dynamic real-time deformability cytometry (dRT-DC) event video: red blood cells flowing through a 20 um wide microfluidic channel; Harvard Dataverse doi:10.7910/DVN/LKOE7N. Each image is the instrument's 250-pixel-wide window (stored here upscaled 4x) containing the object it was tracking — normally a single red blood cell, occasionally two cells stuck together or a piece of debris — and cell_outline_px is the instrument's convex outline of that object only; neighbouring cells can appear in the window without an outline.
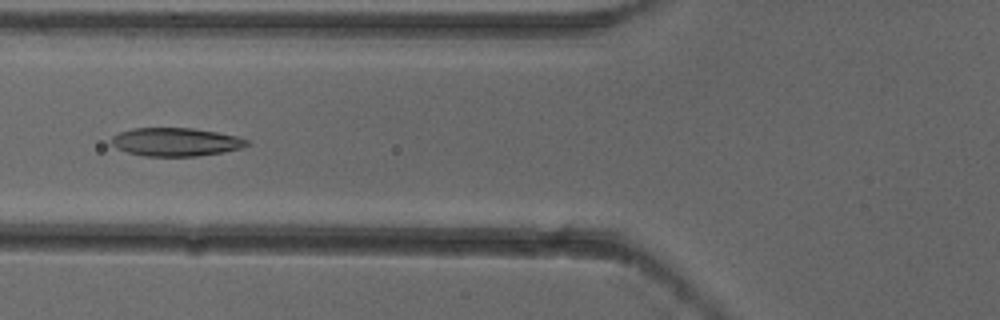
{"species": "common noctule bat (a hibernating species)", "species_latin": "Nyctalus noctula", "temperature_condition": "cold", "stored_images_in_passage": 7, "camera_frame_rate_fps": 3000, "um_per_image_px": 0.085, "animal": {"sex": "female"}, "frame": {"image": 1, "passage_image": 6, "time_ms": 1.667, "image_size_px": [1000, 320], "cell_outline_px": [[252, 144], [240, 148], [224, 152], [196, 156], [144, 156], [128, 152], [116, 148], [112, 144], [112, 136], [120, 132], [132, 128], [192, 128], [216, 132], [236, 136], [248, 140]], "centroid_in_image_um": [14.95, 12.07], "position_along_channel_um": 110.9, "area_um2": 22.31}}
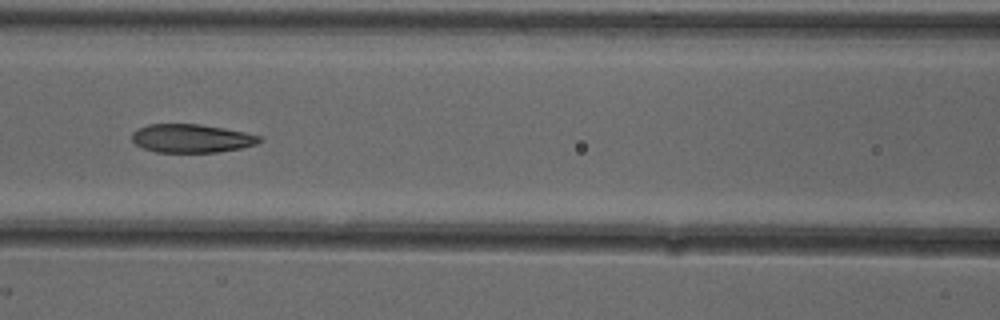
{"frame": {"image": 2, "passage_image": 7, "time_ms": 2.0, "image_size_px": [1000, 320], "cell_outline_px": [[264, 140], [256, 144], [240, 148], [216, 152], [156, 152], [144, 148], [136, 144], [132, 140], [132, 132], [136, 128], [148, 124], [200, 124], [224, 128], [264, 136]], "centroid_in_image_um": [16.29, 11.75], "position_along_channel_um": 150.3, "area_um2": 21.27}}